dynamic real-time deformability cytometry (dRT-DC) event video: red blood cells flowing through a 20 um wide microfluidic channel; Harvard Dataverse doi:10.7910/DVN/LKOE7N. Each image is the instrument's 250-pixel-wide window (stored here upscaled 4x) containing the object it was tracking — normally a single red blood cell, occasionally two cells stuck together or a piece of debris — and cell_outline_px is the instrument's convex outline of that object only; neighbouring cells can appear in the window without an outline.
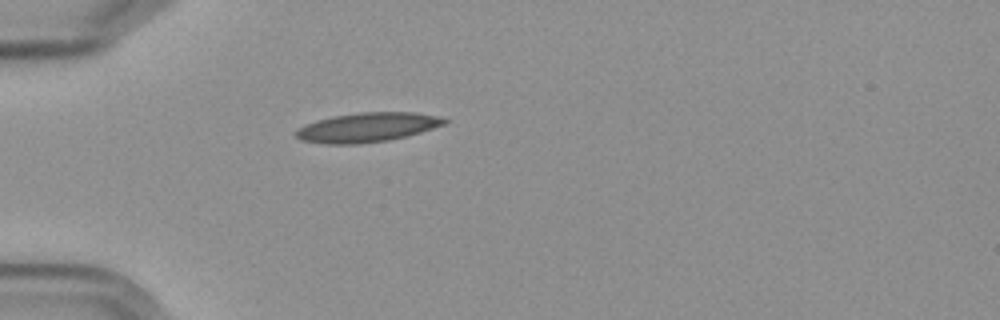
{"species": "Egyptian fruit bat (a non-hibernating species)", "species_latin": "Rousettus aegyptiacus", "temperature_condition": "cold", "stored_images_in_passage": 2, "camera_frame_rate_fps": 3000, "um_per_image_px": 0.085, "frame": {"image": 1, "passage_image": 1, "time_ms": 0.0, "image_size_px": [1000, 320], "cell_outline_px": [[448, 124], [420, 132], [388, 140], [360, 144], [328, 144], [300, 140], [292, 132], [296, 128], [304, 124], [316, 120], [332, 116], [360, 112], [416, 112], [436, 116], [448, 120]], "centroid_in_image_um": [31.17, 10.82], "position_along_channel_um": 53.8, "area_um2": 25.61}}